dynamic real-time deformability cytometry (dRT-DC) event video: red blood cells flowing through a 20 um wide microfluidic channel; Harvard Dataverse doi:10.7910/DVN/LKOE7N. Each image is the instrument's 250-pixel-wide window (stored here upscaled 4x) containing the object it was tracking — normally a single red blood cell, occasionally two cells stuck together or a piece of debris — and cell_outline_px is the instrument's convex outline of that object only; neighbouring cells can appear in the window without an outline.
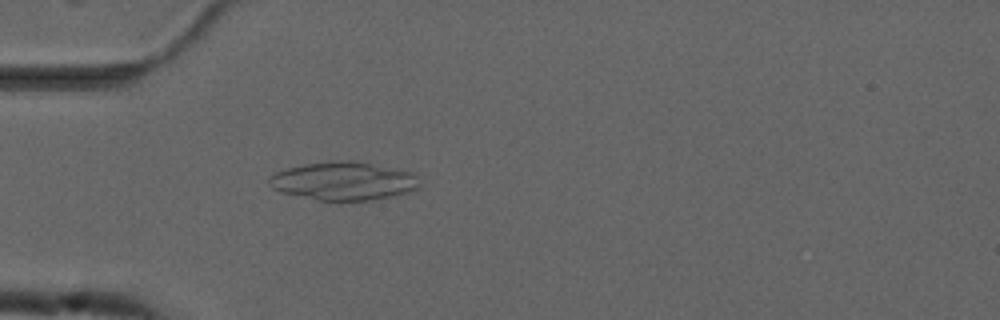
{"species": "common noctule bat (a hibernating species)", "species_latin": "Nyctalus noctula", "temperature_condition": "cold", "stored_images_in_passage": 6, "camera_frame_rate_fps": 3000, "um_per_image_px": 0.085, "animal": {"sex": "male", "forearm_length_mm": 52.5}, "frame": {"image": 1, "passage_image": 2, "time_ms": 0.333, "image_size_px": [1000, 320], "cell_outline_px": [[420, 188], [412, 192], [372, 200], [320, 200], [284, 192], [272, 188], [268, 184], [268, 180], [276, 172], [288, 168], [304, 164], [344, 160], [348, 160], [416, 172], [420, 184]], "centroid_in_image_um": [29.29, 15.39], "position_along_channel_um": 55.7, "area_um2": 33.35}}